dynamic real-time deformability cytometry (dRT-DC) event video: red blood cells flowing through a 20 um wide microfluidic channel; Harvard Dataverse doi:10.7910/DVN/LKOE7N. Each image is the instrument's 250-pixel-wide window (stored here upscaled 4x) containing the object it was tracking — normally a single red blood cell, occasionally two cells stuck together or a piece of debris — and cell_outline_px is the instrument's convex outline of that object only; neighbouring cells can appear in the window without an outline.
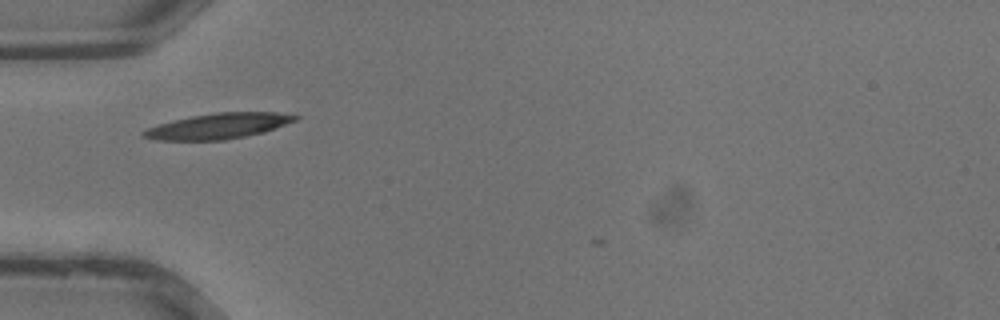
{"species": "common noctule bat (a hibernating species)", "species_latin": "Nyctalus noctula", "temperature_condition": "warm", "stored_images_in_passage": 21, "camera_frame_rate_fps": 3000, "um_per_image_px": 0.085, "animal": {"sex": "male", "body_mass_g": 13.3}, "frame": {"image": 1, "passage_image": 1, "time_ms": 0.0, "image_size_px": [1000, 320], "cell_outline_px": [[300, 116], [296, 120], [264, 132], [224, 140], [156, 140], [140, 136], [140, 132], [148, 128], [160, 124], [192, 116], [216, 112], [276, 112]], "centroid_in_image_um": [18.54, 10.71], "position_along_channel_um": 66.5, "area_um2": 22.31}}
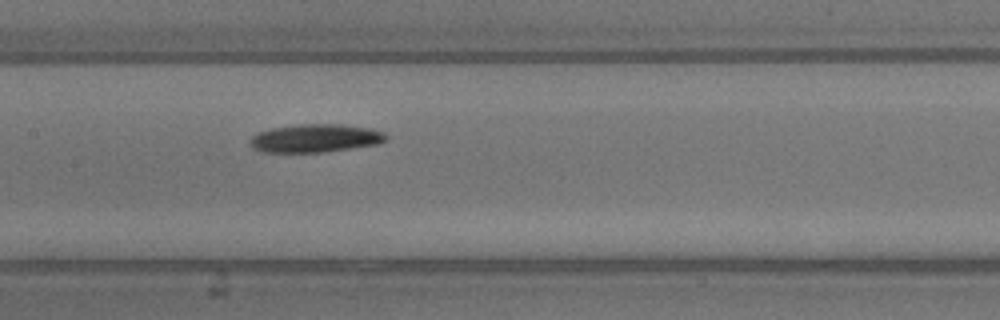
{"frame": {"image": 2, "passage_image": 7, "time_ms": 2.0, "image_size_px": [1000, 320], "cell_outline_px": [[388, 140], [380, 144], [324, 152], [264, 152], [252, 148], [248, 144], [252, 136], [260, 132], [272, 128], [300, 124], [340, 124], [372, 128], [384, 132], [388, 136]], "centroid_in_image_um": [26.85, 11.75], "position_along_channel_um": 180.5, "area_um2": 22.54}}
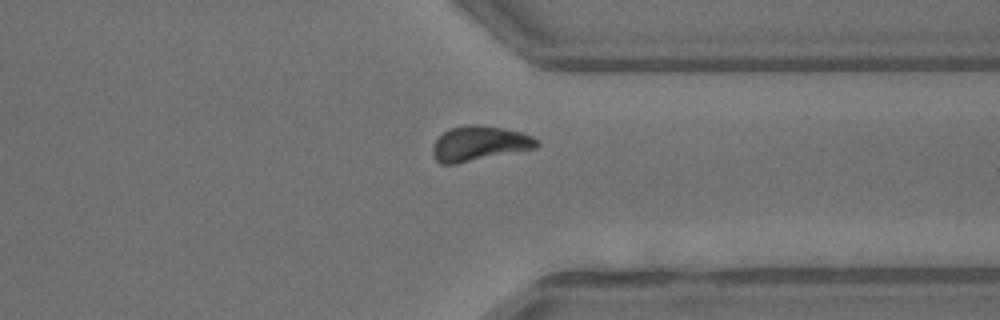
{"frame": {"image": 3, "passage_image": 17, "time_ms": 5.333, "image_size_px": [1000, 320], "cell_outline_px": [[540, 144], [536, 148], [456, 164], [440, 164], [432, 156], [432, 148], [436, 140], [448, 128], [468, 124], [476, 124], [504, 128], [520, 132], [532, 136]], "centroid_in_image_um": [40.72, 12.2], "position_along_channel_um": 370.7, "area_um2": 21.21}}